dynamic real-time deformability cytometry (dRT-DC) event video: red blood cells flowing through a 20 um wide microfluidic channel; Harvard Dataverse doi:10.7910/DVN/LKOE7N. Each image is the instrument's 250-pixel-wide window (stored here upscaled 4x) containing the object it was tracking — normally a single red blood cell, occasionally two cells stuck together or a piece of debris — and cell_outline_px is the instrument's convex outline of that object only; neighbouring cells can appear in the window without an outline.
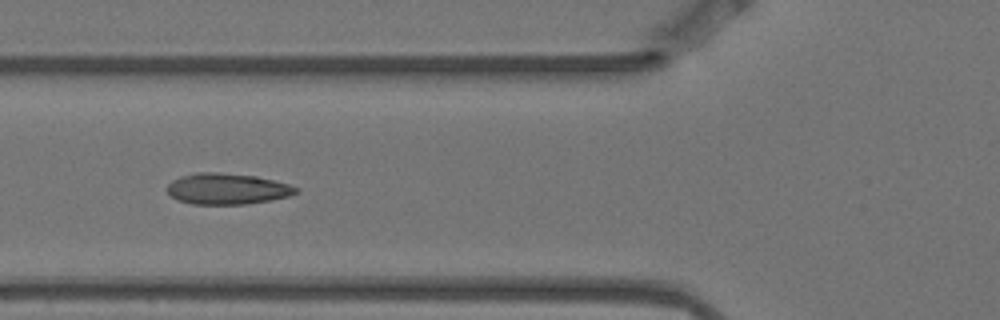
{"species": "Egyptian fruit bat (a non-hibernating species)", "species_latin": "Rousettus aegyptiacus", "temperature_condition": "warm", "stored_images_in_passage": 8, "camera_frame_rate_fps": 3000, "um_per_image_px": 0.085, "animal": {"sex": "female"}, "frame": {"image": 1, "passage_image": 6, "time_ms": 1.667, "image_size_px": [1000, 320], "cell_outline_px": [[300, 192], [288, 196], [268, 200], [244, 204], [192, 204], [176, 200], [164, 188], [172, 180], [180, 176], [196, 172], [216, 172], [256, 176], [288, 184], [300, 188]], "centroid_in_image_um": [19.27, 16.04], "position_along_channel_um": 106.5, "area_um2": 23.35}}
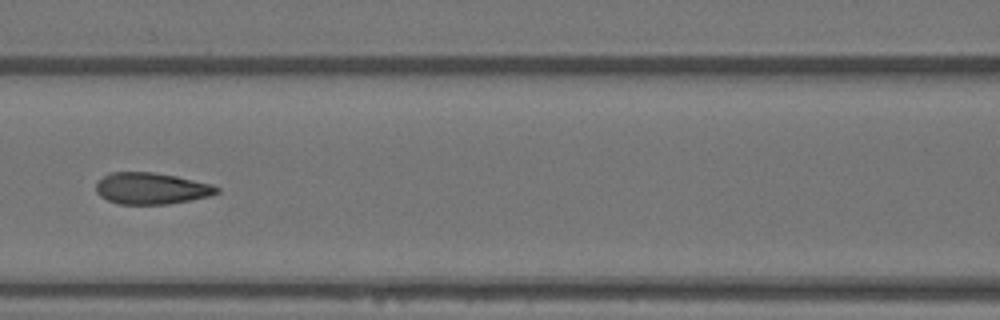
{"frame": {"image": 2, "passage_image": 7, "time_ms": 2.0, "image_size_px": [1000, 320], "cell_outline_px": [[220, 192], [208, 196], [168, 204], [120, 204], [108, 200], [100, 196], [96, 192], [96, 184], [104, 176], [112, 172], [152, 172], [176, 176], [212, 184], [220, 188]], "centroid_in_image_um": [12.87, 16.01], "position_along_channel_um": 153.7, "area_um2": 22.02}}
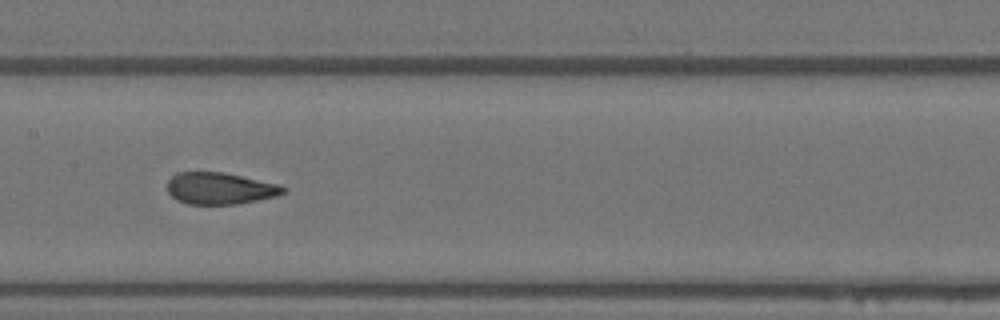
{"frame": {"image": 3, "passage_image": 8, "time_ms": 2.333, "image_size_px": [1000, 320], "cell_outline_px": [[288, 192], [276, 196], [236, 204], [188, 204], [176, 200], [168, 192], [168, 180], [176, 172], [224, 172], [280, 184], [288, 188]], "centroid_in_image_um": [18.73, 16.01], "position_along_channel_um": 188.7, "area_um2": 21.62}}